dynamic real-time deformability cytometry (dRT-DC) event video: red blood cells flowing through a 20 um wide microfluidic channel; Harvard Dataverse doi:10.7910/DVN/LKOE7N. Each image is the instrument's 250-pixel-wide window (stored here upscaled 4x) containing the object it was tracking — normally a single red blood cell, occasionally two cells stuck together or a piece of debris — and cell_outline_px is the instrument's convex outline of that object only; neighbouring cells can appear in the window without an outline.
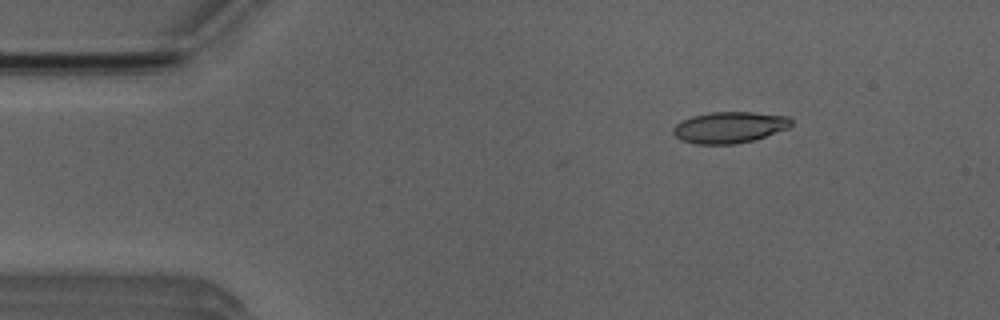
{"species": "Egyptian fruit bat (a non-hibernating species)", "species_latin": "Rousettus aegyptiacus", "temperature_condition": "room temperature", "stored_images_in_passage": 4, "camera_frame_rate_fps": 3000, "um_per_image_px": 0.085, "animal": {"sex": "male"}, "frame": {"image": 1, "passage_image": 2, "time_ms": 1.333, "image_size_px": [1000, 320], "cell_outline_px": [[792, 124], [788, 128], [752, 140], [736, 144], [696, 144], [680, 140], [672, 132], [672, 128], [680, 120], [692, 116], [712, 112], [752, 112], [788, 116], [792, 120]], "centroid_in_image_um": [61.96, 10.82], "position_along_channel_um": 23.0, "area_um2": 21.5}}
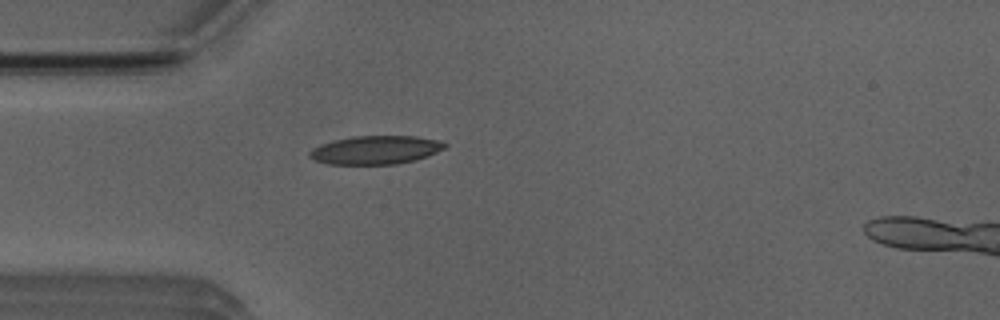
{"frame": {"image": 2, "passage_image": 4, "time_ms": 3.667, "image_size_px": [1000, 320], "cell_outline_px": [[448, 144], [444, 148], [428, 156], [416, 160], [396, 164], [328, 164], [316, 160], [308, 156], [308, 152], [312, 148], [320, 144], [352, 136], [416, 136], [440, 140]], "centroid_in_image_um": [31.94, 12.74], "position_along_channel_um": 53.1, "area_um2": 22.48}}